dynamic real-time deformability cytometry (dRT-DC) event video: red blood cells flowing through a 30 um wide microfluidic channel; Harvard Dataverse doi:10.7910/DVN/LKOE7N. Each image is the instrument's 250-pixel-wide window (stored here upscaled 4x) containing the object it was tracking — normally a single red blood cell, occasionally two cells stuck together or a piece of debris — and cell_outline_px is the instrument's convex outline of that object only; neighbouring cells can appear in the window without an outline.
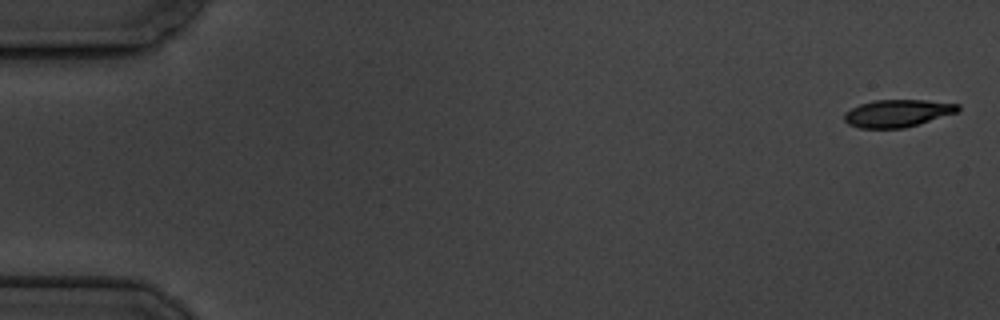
{"species": "common noctule bat (a hibernating species)", "species_latin": "Nyctalus noctula", "temperature_condition": "cold", "stored_images_in_passage": 5, "camera_frame_rate_fps": 3000, "um_per_image_px": 0.085, "animal": {"sex": "male", "body_mass_g": 19.5, "forearm_length_mm": 54.6}, "frame": {"image": 1, "passage_image": 1, "time_ms": 0.0, "image_size_px": [1000, 320], "cell_outline_px": [[960, 108], [956, 112], [920, 124], [904, 128], [860, 128], [848, 124], [844, 120], [844, 112], [860, 104], [876, 100], [924, 100], [960, 104]], "centroid_in_image_um": [76.27, 9.63], "position_along_channel_um": 8.7, "area_um2": 18.09}}
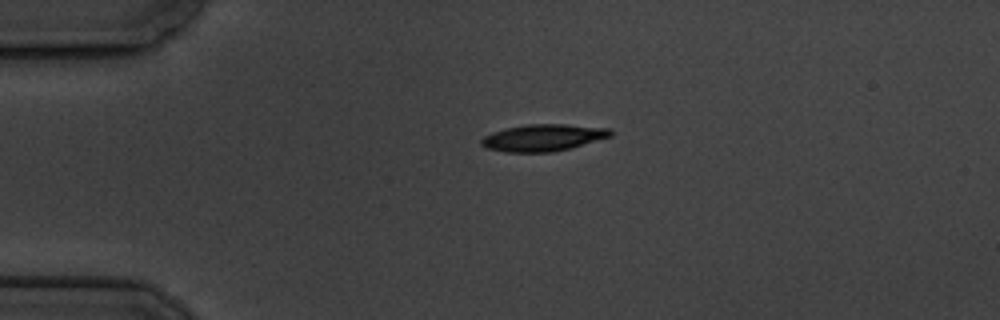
{"frame": {"image": 2, "passage_image": 4, "time_ms": 4.0, "image_size_px": [1000, 320], "cell_outline_px": [[612, 136], [568, 148], [552, 152], [504, 152], [488, 148], [480, 144], [480, 140], [484, 136], [492, 132], [504, 128], [524, 124], [564, 124], [608, 128], [612, 132]], "centroid_in_image_um": [46.11, 11.69], "position_along_channel_um": 38.9, "area_um2": 20.11}}